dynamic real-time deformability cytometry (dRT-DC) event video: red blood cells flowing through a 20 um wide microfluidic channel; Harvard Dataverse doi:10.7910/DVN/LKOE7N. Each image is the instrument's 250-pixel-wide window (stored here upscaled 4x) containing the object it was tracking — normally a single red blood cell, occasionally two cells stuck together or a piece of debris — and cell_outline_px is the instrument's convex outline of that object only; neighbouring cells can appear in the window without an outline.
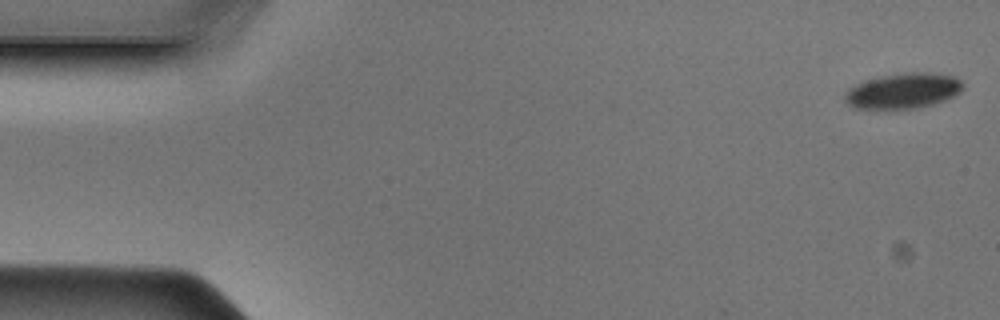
{"species": "Egyptian fruit bat (a non-hibernating species)", "species_latin": "Rousettus aegyptiacus", "temperature_condition": "cold", "stored_images_in_passage": 47, "camera_frame_rate_fps": 3000, "um_per_image_px": 0.085, "animal": {"sex": "male"}, "frame": {"image": 1, "passage_image": 1, "time_ms": 0.0, "image_size_px": [1000, 320], "cell_outline_px": [[964, 84], [960, 92], [944, 100], [932, 104], [916, 108], [852, 108], [844, 100], [844, 96], [856, 84], [864, 80], [880, 76], [908, 72], [932, 72], [956, 76]], "centroid_in_image_um": [76.79, 7.7], "position_along_channel_um": 8.2, "area_um2": 24.22}}
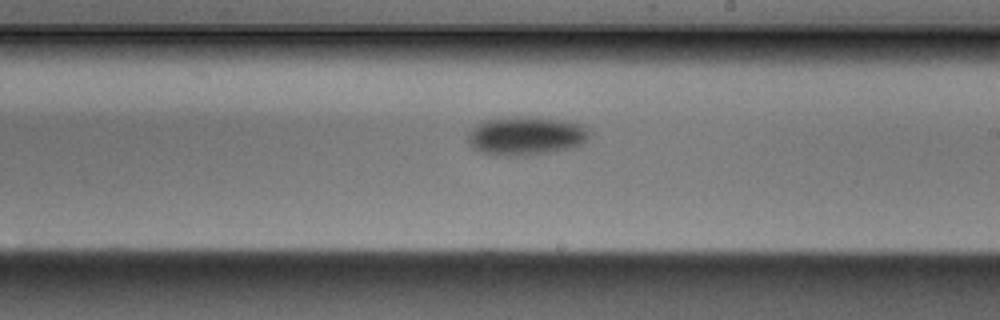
{"frame": {"image": 2, "passage_image": 27, "time_ms": 8.667, "image_size_px": [1000, 320], "cell_outline_px": [[592, 132], [588, 140], [584, 144], [576, 148], [552, 152], [524, 156], [508, 156], [484, 152], [472, 148], [468, 144], [468, 132], [480, 120], [496, 116], [528, 116], [564, 120], [580, 124], [588, 128]], "centroid_in_image_um": [44.73, 11.52], "position_along_channel_um": 244.3, "area_um2": 28.38}}
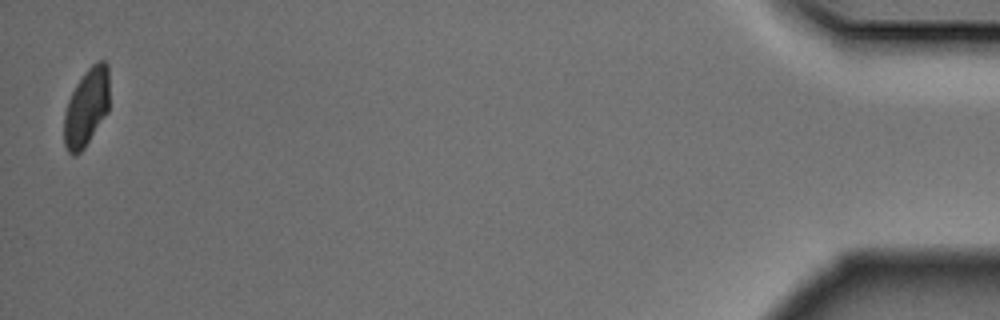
{"frame": {"image": 3, "passage_image": 47, "time_ms": 15.333, "image_size_px": [1000, 320], "cell_outline_px": [[108, 112], [84, 148], [76, 156], [72, 156], [68, 152], [64, 144], [64, 112], [68, 100], [76, 84], [84, 72], [92, 64], [100, 60], [104, 60], [108, 64]], "centroid_in_image_um": [7.34, 9.13], "position_along_channel_um": 427.9, "area_um2": 20.63}}